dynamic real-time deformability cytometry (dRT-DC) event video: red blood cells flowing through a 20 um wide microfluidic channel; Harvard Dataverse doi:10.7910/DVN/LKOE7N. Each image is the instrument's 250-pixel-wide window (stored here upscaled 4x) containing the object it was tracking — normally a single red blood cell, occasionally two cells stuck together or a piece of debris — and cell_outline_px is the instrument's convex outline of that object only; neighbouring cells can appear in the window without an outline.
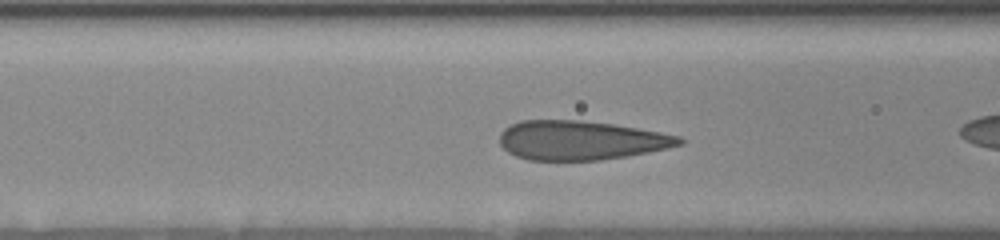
{"species": "human", "species_latin": "Homo sapiens", "temperature_condition": "room temperature", "stored_images_in_passage": 10, "camera_frame_rate_fps": 3000, "um_per_image_px": 0.085, "donor": {"sex": "female"}, "frame": {"image": 1, "passage_image": 3, "time_ms": 0.333, "image_size_px": [1000, 240], "cell_outline_px": [[684, 144], [668, 148], [628, 156], [600, 160], [528, 160], [516, 156], [508, 152], [500, 144], [500, 132], [504, 128], [520, 120], [580, 120], [612, 124], [660, 132], [680, 136], [684, 140]], "centroid_in_image_um": [49.37, 11.93], "position_along_channel_um": 117.2, "area_um2": 41.1}}
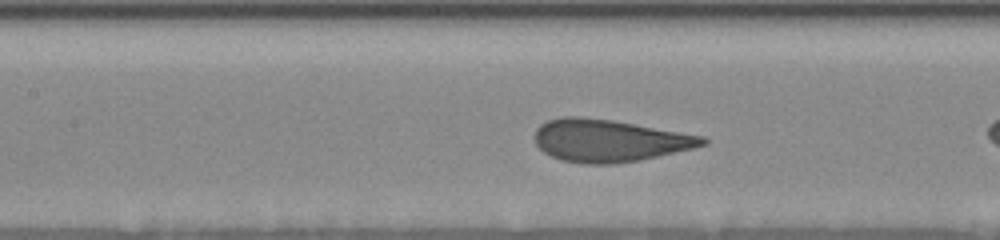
{"frame": {"image": 2, "passage_image": 8, "time_ms": 1.333, "image_size_px": [1000, 240], "cell_outline_px": [[708, 144], [692, 148], [640, 160], [616, 164], [580, 164], [560, 160], [544, 152], [536, 144], [536, 128], [540, 124], [548, 120], [560, 116], [580, 116], [612, 120], [704, 136], [708, 140]], "centroid_in_image_um": [51.76, 11.95], "position_along_channel_um": 155.6, "area_um2": 41.44}}